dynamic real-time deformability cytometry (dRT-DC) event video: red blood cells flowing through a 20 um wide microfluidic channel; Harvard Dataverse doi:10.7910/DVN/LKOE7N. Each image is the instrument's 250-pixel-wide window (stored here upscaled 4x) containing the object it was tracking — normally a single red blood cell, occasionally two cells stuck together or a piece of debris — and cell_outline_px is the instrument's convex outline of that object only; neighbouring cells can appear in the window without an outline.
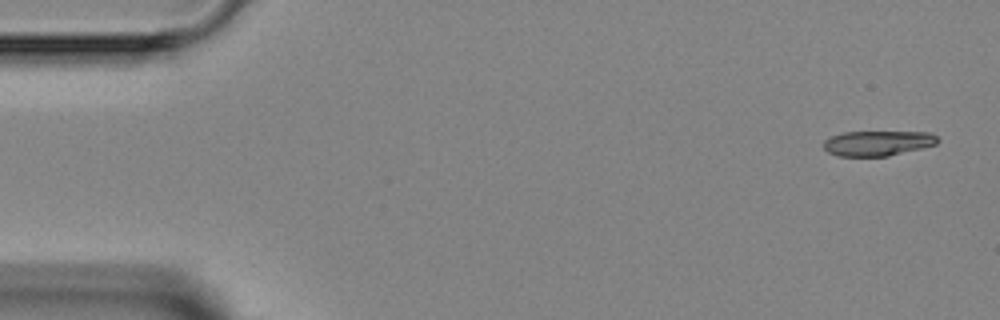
{"species": "Egyptian fruit bat (a non-hibernating species)", "species_latin": "Rousettus aegyptiacus", "temperature_condition": "room temperature", "stored_images_in_passage": 4, "camera_frame_rate_fps": 3000, "um_per_image_px": 0.085, "animal": {"sex": "female"}, "frame": {"image": 1, "passage_image": 1, "time_ms": 0.0, "image_size_px": [1000, 320], "cell_outline_px": [[940, 140], [936, 144], [888, 156], [836, 156], [828, 152], [824, 148], [824, 140], [832, 136], [844, 132], [928, 132], [936, 136]], "centroid_in_image_um": [74.58, 12.17], "position_along_channel_um": 10.4, "area_um2": 16.53}}
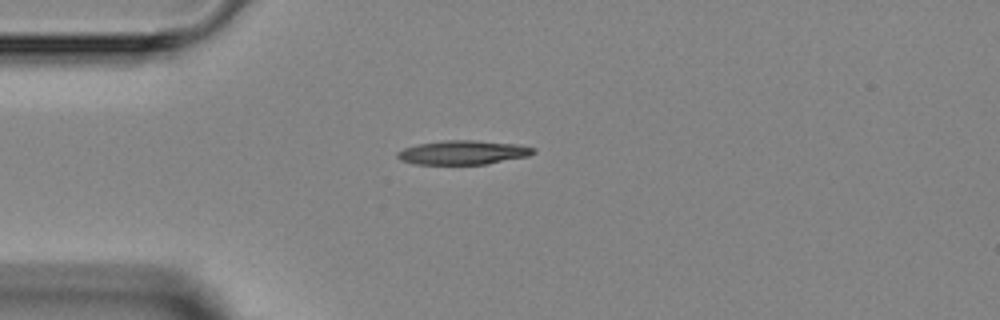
{"frame": {"image": 2, "passage_image": 4, "time_ms": 3.333, "image_size_px": [1000, 320], "cell_outline_px": [[536, 152], [528, 156], [484, 164], [416, 164], [400, 160], [396, 156], [396, 152], [404, 148], [416, 144], [444, 140], [476, 140], [516, 144], [536, 148]], "centroid_in_image_um": [39.33, 12.95], "position_along_channel_um": 45.7, "area_um2": 19.07}}